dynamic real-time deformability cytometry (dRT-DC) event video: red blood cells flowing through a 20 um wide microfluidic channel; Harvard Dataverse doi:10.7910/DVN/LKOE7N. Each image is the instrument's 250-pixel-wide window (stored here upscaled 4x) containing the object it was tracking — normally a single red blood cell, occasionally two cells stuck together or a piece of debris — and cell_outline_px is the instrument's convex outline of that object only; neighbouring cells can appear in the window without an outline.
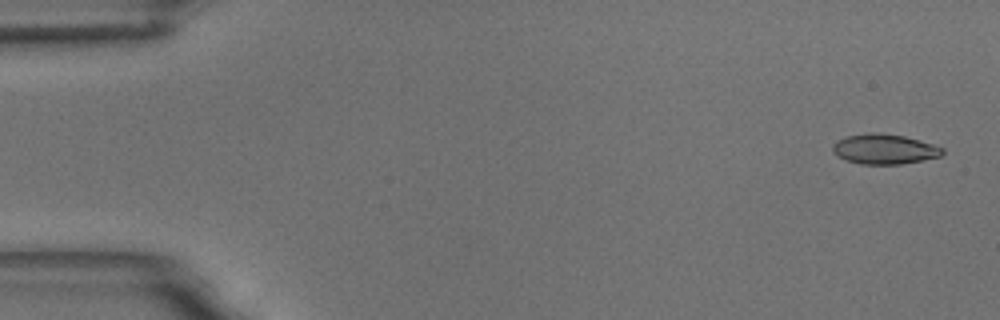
{"species": "common noctule bat (a hibernating species)", "species_latin": "Nyctalus noctula", "temperature_condition": "room temperature", "stored_images_in_passage": 58, "camera_frame_rate_fps": 3000, "um_per_image_px": 0.085, "animal": {"sex": "male", "body_mass_g": 18.8}, "frame": {"image": 1, "passage_image": 2, "time_ms": 0.333, "image_size_px": [1000, 320], "cell_outline_px": [[944, 152], [940, 156], [924, 160], [900, 164], [860, 164], [836, 156], [832, 148], [832, 144], [836, 140], [848, 136], [872, 132], [880, 132], [904, 136], [932, 144], [944, 148]], "centroid_in_image_um": [75.16, 12.67], "position_along_channel_um": 9.8, "area_um2": 19.19}}
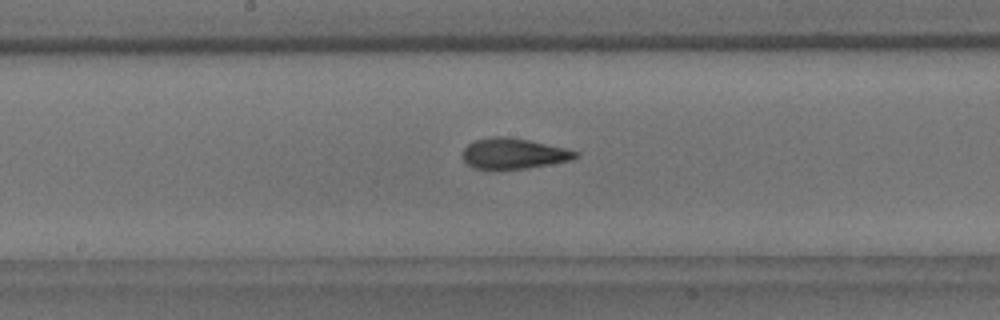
{"frame": {"image": 2, "passage_image": 30, "time_ms": 9.667, "image_size_px": [1000, 320], "cell_outline_px": [[580, 156], [572, 160], [524, 168], [472, 168], [460, 156], [464, 148], [468, 144], [476, 140], [496, 136], [508, 136], [528, 140], [564, 148], [580, 152]], "centroid_in_image_um": [43.65, 13.04], "position_along_channel_um": 204.6, "area_um2": 19.88}}
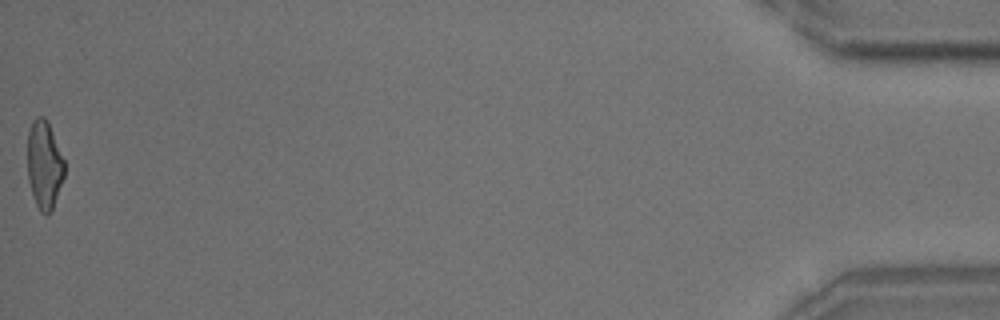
{"frame": {"image": 3, "passage_image": 58, "time_ms": 19.0, "image_size_px": [1000, 320], "cell_outline_px": [[64, 176], [52, 212], [48, 216], [40, 212], [32, 196], [28, 180], [28, 132], [32, 120], [36, 116], [44, 116], [48, 120], [64, 160]], "centroid_in_image_um": [3.76, 14.02], "position_along_channel_um": 431.4, "area_um2": 19.25}, "authors_computed_cell_mechanics": {"area_um2": 19.652, "velocity_mm_per_s": 3.4872, "shape_relaxation_time_tau1_ms": 5.4652, "shape_relaxation_time_tau2_ms": 1.5731, "deformation_change_tau1": 0.1885, "deformation_change_tau2": 0.1054}}